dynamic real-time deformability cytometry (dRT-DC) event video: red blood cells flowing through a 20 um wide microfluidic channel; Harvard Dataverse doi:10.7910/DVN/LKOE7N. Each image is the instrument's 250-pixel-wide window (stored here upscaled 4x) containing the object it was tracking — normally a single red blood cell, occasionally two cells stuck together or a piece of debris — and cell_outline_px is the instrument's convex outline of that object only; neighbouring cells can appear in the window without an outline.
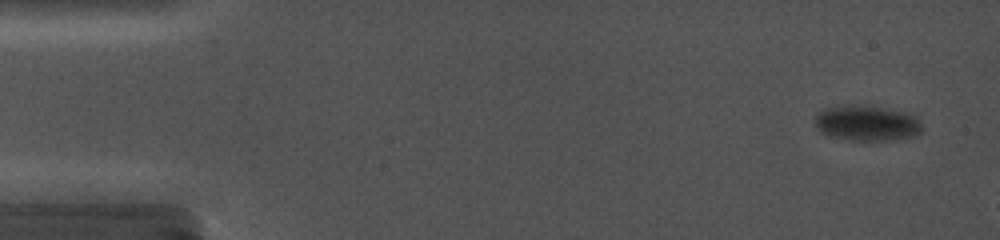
{"species": "common noctule bat (a hibernating species)", "species_latin": "Nyctalus noctula", "temperature_condition": "cold", "stored_images_in_passage": 3, "camera_frame_rate_fps": 5000, "um_per_image_px": 0.085, "animal": {"sex": "female", "body_mass_g": 19.0, "forearm_length_mm": 56.7}, "frame": {"image": 1, "passage_image": 3, "time_ms": 0.2, "image_size_px": [1000, 240], "cell_outline_px": [[912, 124], [908, 128], [848, 128], [820, 124], [816, 120], [816, 116], [820, 108], [832, 104], [848, 100], [880, 100], [900, 112]], "centroid_in_image_um": [73.27, 9.8], "position_along_channel_um": 11.7, "area_um2": 15.26}}